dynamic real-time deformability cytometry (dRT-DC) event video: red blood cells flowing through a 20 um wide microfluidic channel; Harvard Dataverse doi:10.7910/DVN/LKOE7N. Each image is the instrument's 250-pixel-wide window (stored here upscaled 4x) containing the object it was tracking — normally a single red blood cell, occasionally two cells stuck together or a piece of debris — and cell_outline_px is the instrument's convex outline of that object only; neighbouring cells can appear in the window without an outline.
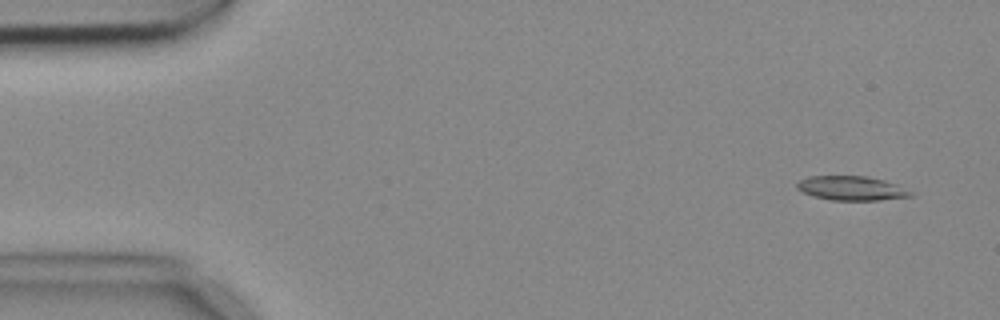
{"species": "common noctule bat (a hibernating species)", "species_latin": "Nyctalus noctula", "temperature_condition": "cold", "stored_images_in_passage": 5, "camera_frame_rate_fps": 3000, "um_per_image_px": 0.085, "animal": {"sex": "female", "body_mass_g": 18.4}, "frame": {"image": 1, "passage_image": 1, "time_ms": 0.0, "image_size_px": [1000, 320], "cell_outline_px": [[912, 196], [876, 200], [832, 200], [816, 196], [804, 192], [796, 188], [796, 184], [800, 180], [808, 176], [868, 176], [884, 180], [896, 184], [912, 192]], "centroid_in_image_um": [72.37, 15.99], "position_along_channel_um": 12.6, "area_um2": 15.84}}
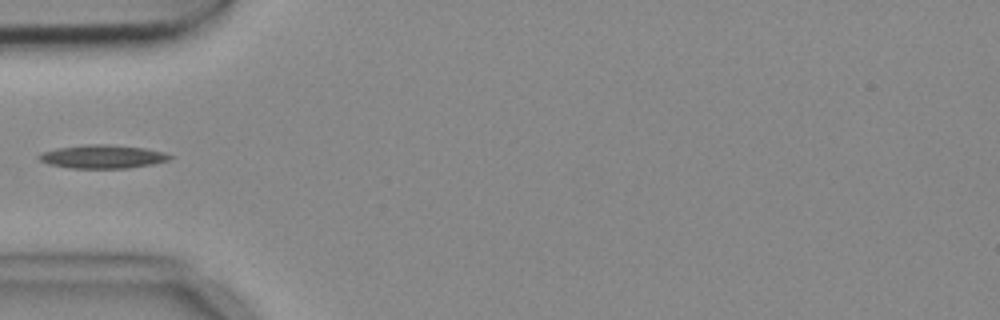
{"frame": {"image": 2, "passage_image": 5, "time_ms": 1.333, "image_size_px": [1000, 320], "cell_outline_px": [[176, 156], [168, 160], [152, 164], [128, 168], [72, 168], [48, 164], [40, 160], [36, 156], [40, 152], [56, 148], [84, 144], [108, 144], [144, 148], [164, 152]], "centroid_in_image_um": [8.7, 13.3], "position_along_channel_um": 76.3, "area_um2": 18.03}}